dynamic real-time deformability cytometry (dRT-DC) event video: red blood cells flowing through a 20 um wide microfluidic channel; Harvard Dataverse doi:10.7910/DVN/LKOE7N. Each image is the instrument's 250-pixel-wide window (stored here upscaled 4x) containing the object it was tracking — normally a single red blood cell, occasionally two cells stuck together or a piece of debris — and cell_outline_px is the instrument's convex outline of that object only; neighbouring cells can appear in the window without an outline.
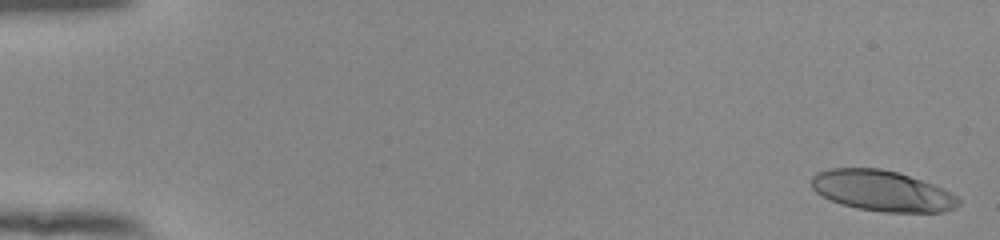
{"species": "human", "species_latin": "Homo sapiens", "temperature_condition": "room temperature", "stored_images_in_passage": 54, "camera_frame_rate_fps": 3000, "um_per_image_px": 0.085, "donor": {"sex": "female"}, "frame": {"image": 1, "passage_image": 2, "time_ms": 0.333, "image_size_px": [1000, 240], "cell_outline_px": [[960, 204], [956, 208], [944, 212], [884, 212], [856, 208], [832, 200], [816, 192], [812, 188], [812, 176], [816, 172], [828, 168], [880, 168], [896, 172], [944, 188], [956, 196], [960, 200]], "centroid_in_image_um": [74.99, 16.22], "position_along_channel_um": 10.0, "area_um2": 34.74}}
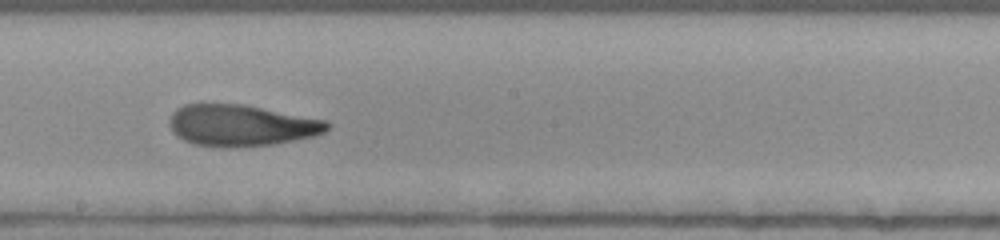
{"frame": {"image": 2, "passage_image": 32, "time_ms": 10.333, "image_size_px": [1000, 240], "cell_outline_px": [[332, 124], [324, 132], [312, 136], [272, 144], [192, 144], [176, 136], [172, 132], [168, 124], [168, 120], [172, 112], [176, 108], [184, 104], [244, 104], [328, 120]], "centroid_in_image_um": [20.49, 10.6], "position_along_channel_um": 227.7, "area_um2": 37.22}}
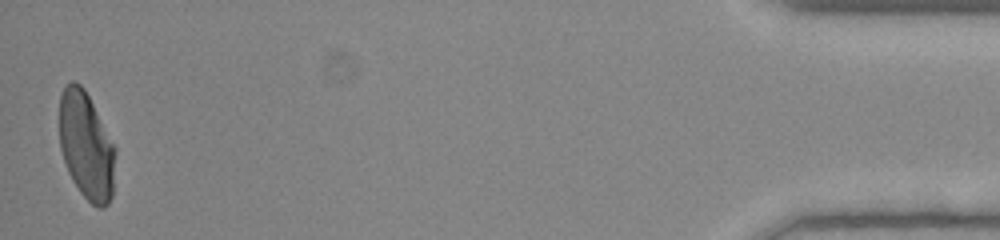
{"frame": {"image": 3, "passage_image": 54, "time_ms": 17.667, "image_size_px": [1000, 240], "cell_outline_px": [[116, 152], [112, 196], [108, 204], [104, 208], [100, 208], [92, 204], [80, 192], [72, 180], [68, 172], [60, 148], [60, 96], [64, 84], [72, 80], [76, 80], [84, 88], [116, 148]], "centroid_in_image_um": [7.33, 12.38], "position_along_channel_um": 427.9, "area_um2": 35.14}, "authors_computed_cell_mechanics": {"area_um2": 37.4544, "velocity_mm_per_s": 3.8709, "shape_relaxation_time_tau1_ms": 5.5997, "shape_relaxation_time_tau2_ms": 2.0186, "deformation_change_tau1": 0.231, "deformation_change_tau2": 0.1074}}